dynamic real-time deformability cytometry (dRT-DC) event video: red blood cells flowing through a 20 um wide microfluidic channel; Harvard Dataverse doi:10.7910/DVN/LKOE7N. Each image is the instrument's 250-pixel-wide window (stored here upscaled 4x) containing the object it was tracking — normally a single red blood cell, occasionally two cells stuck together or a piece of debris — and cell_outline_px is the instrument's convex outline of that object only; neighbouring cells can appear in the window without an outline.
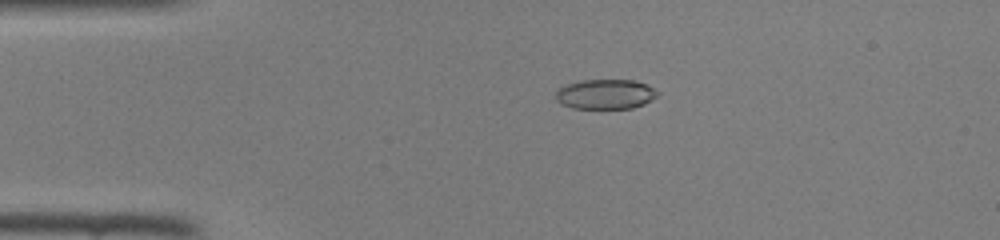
{"species": "common noctule bat (a hibernating species)", "species_latin": "Nyctalus noctula", "temperature_condition": "room temperature", "stored_images_in_passage": 47, "camera_frame_rate_fps": 3000, "um_per_image_px": 0.085, "animal": {"sex": "female", "body_mass_g": 22.0, "forearm_length_mm": 56.7}, "frame": {"image": 1, "passage_image": 10, "time_ms": 3.0, "image_size_px": [1000, 240], "cell_outline_px": [[660, 96], [644, 104], [632, 108], [572, 108], [560, 104], [556, 100], [556, 88], [580, 80], [636, 80], [660, 92]], "centroid_in_image_um": [51.46, 8.0], "position_along_channel_um": 33.5, "area_um2": 17.86}}
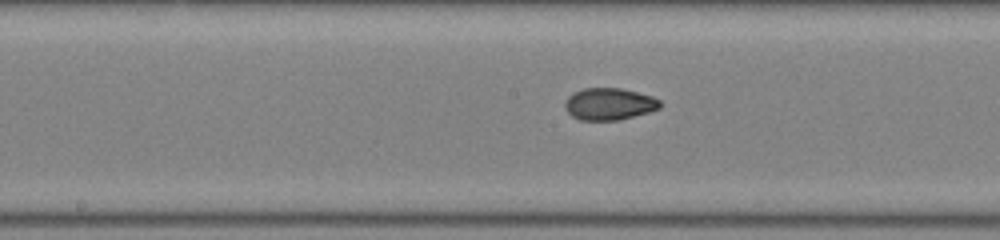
{"frame": {"image": 2, "passage_image": 24, "time_ms": 7.667, "image_size_px": [1000, 240], "cell_outline_px": [[660, 108], [648, 112], [620, 120], [580, 120], [572, 116], [568, 112], [564, 104], [568, 96], [572, 92], [584, 88], [620, 88], [652, 96], [660, 100]], "centroid_in_image_um": [51.76, 8.84], "position_along_channel_um": 196.4, "area_um2": 17.69}}
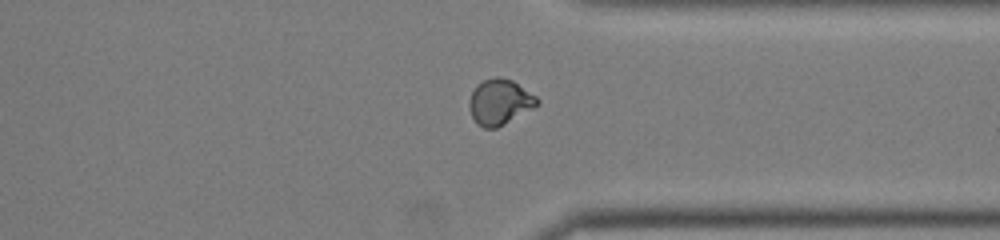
{"frame": {"image": 3, "passage_image": 36, "time_ms": 11.667, "image_size_px": [1000, 240], "cell_outline_px": [[540, 104], [496, 128], [484, 128], [476, 124], [468, 108], [468, 104], [472, 92], [476, 84], [484, 80], [496, 76], [500, 76], [512, 80], [536, 96], [540, 100]], "centroid_in_image_um": [42.45, 8.66], "position_along_channel_um": 368.9, "area_um2": 18.03}}